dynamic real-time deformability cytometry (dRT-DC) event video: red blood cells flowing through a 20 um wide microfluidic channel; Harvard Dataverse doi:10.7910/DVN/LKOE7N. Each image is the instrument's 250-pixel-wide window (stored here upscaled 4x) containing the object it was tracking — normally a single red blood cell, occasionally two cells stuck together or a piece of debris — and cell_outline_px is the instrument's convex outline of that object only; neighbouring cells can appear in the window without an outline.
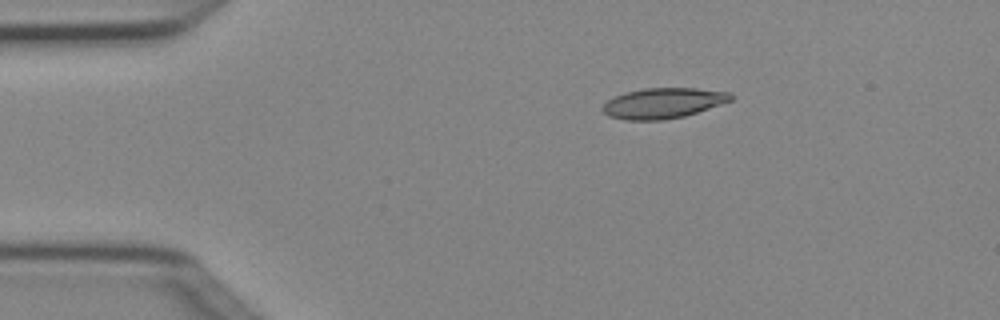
{"species": "Egyptian fruit bat (a non-hibernating species)", "species_latin": "Rousettus aegyptiacus", "temperature_condition": "cold", "stored_images_in_passage": 4, "camera_frame_rate_fps": 3000, "um_per_image_px": 0.085, "animal": {"sex": "female"}, "frame": {"image": 1, "passage_image": 1, "time_ms": 0.0, "image_size_px": [1000, 320], "cell_outline_px": [[732, 100], [684, 116], [664, 120], [628, 120], [608, 116], [600, 108], [608, 100], [616, 96], [628, 92], [644, 88], [696, 88], [732, 92]], "centroid_in_image_um": [56.37, 8.76], "position_along_channel_um": 28.6, "area_um2": 22.54}}
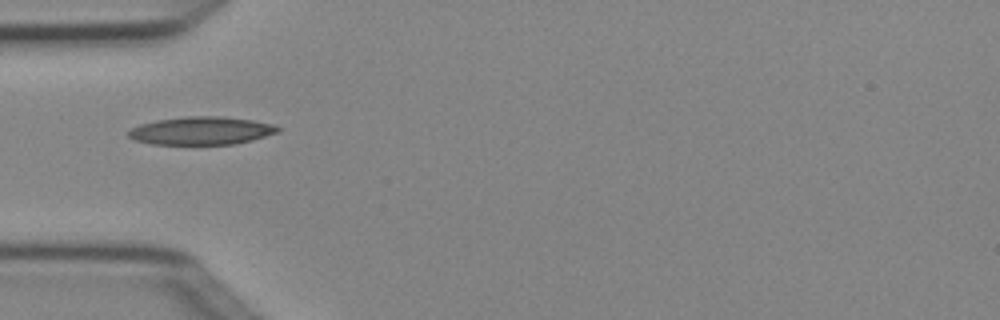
{"frame": {"image": 2, "passage_image": 3, "time_ms": 0.667, "image_size_px": [1000, 320], "cell_outline_px": [[280, 132], [252, 140], [232, 144], [152, 144], [136, 140], [128, 136], [128, 132], [132, 128], [140, 124], [156, 120], [184, 116], [224, 116], [252, 120], [276, 124], [280, 128]], "centroid_in_image_um": [17.16, 11.1], "position_along_channel_um": 67.8, "area_um2": 24.45}}
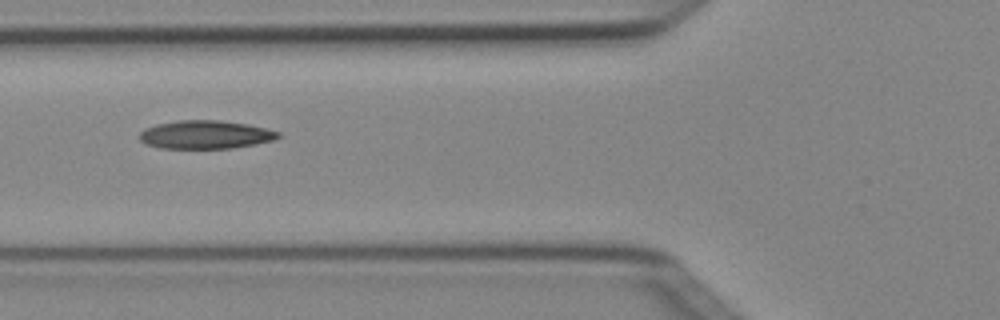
{"frame": {"image": 3, "passage_image": 4, "time_ms": 1.0, "image_size_px": [1000, 320], "cell_outline_px": [[280, 136], [272, 140], [256, 144], [232, 148], [160, 148], [144, 144], [140, 140], [140, 132], [144, 128], [156, 124], [180, 120], [220, 120], [248, 124], [280, 132]], "centroid_in_image_um": [17.43, 11.44], "position_along_channel_um": 108.4, "area_um2": 22.89}}